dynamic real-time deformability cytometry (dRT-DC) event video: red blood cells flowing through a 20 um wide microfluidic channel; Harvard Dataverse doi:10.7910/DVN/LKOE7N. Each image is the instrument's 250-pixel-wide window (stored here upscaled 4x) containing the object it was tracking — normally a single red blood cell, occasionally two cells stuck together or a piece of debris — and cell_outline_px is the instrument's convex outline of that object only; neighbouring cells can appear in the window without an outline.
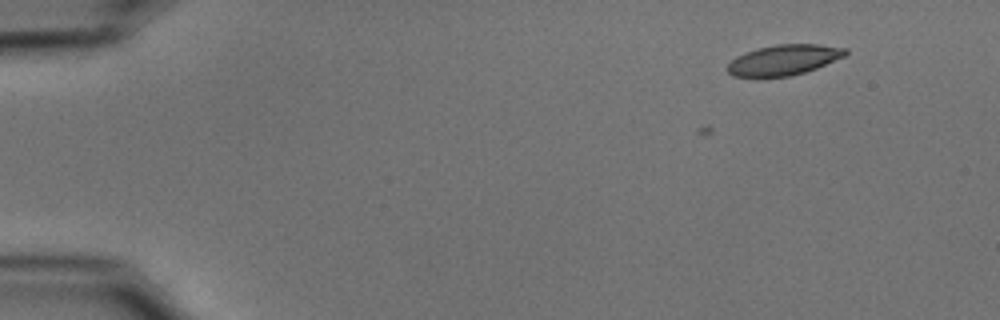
{"species": "common noctule bat (a hibernating species)", "species_latin": "Nyctalus noctula", "temperature_condition": "cold", "stored_images_in_passage": 8, "camera_frame_rate_fps": 3000, "um_per_image_px": 0.085, "animal": {"sex": "male", "body_mass_g": 15.6}, "frame": {"image": 1, "passage_image": 8, "time_ms": 2.333, "image_size_px": [1000, 320], "cell_outline_px": [[848, 52], [844, 56], [816, 68], [804, 72], [788, 76], [732, 76], [728, 72], [728, 64], [736, 56], [744, 52], [756, 48], [776, 44], [820, 44], [848, 48]], "centroid_in_image_um": [66.63, 5.07], "position_along_channel_um": 18.4, "area_um2": 20.75}}